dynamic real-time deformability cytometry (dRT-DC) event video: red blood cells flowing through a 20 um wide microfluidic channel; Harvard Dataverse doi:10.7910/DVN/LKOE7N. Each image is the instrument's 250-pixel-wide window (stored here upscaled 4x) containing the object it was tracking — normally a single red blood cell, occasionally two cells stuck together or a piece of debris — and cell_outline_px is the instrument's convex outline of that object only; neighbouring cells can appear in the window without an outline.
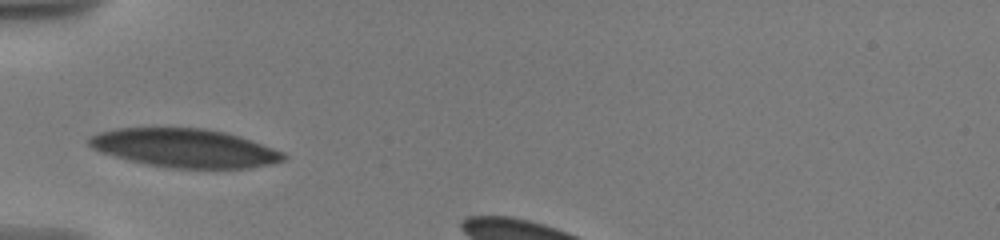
{"species": "human", "species_latin": "Homo sapiens", "temperature_condition": "warm", "stored_images_in_passage": 44, "camera_frame_rate_fps": 3000, "um_per_image_px": 0.085, "donor": {"sex": "male"}, "frame": {"image": 1, "passage_image": 1, "time_ms": 0.0, "image_size_px": [1000, 240], "cell_outline_px": [[288, 156], [284, 160], [272, 164], [248, 168], [172, 168], [148, 164], [128, 160], [100, 152], [92, 148], [88, 144], [88, 136], [100, 132], [116, 128], [204, 128], [224, 132], [252, 140], [284, 152]], "centroid_in_image_um": [15.7, 12.58], "position_along_channel_um": 69.3, "area_um2": 43.75}}
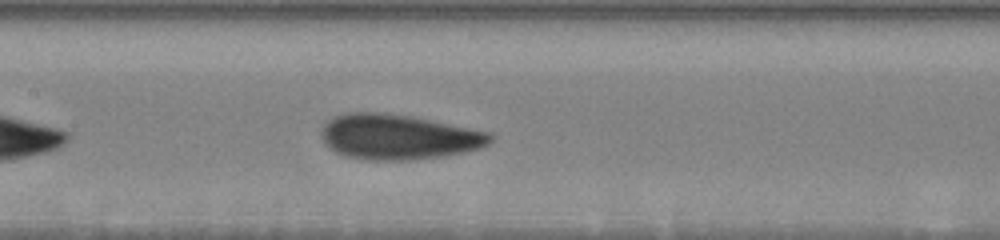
{"frame": {"image": 2, "passage_image": 19, "time_ms": 3.0, "image_size_px": [1000, 240], "cell_outline_px": [[496, 136], [488, 144], [480, 148], [464, 152], [444, 156], [412, 160], [364, 160], [344, 156], [336, 152], [324, 144], [320, 136], [320, 128], [332, 116], [348, 112], [376, 112], [408, 116], [492, 132]], "centroid_in_image_um": [33.83, 11.64], "position_along_channel_um": 173.6, "area_um2": 44.85}}
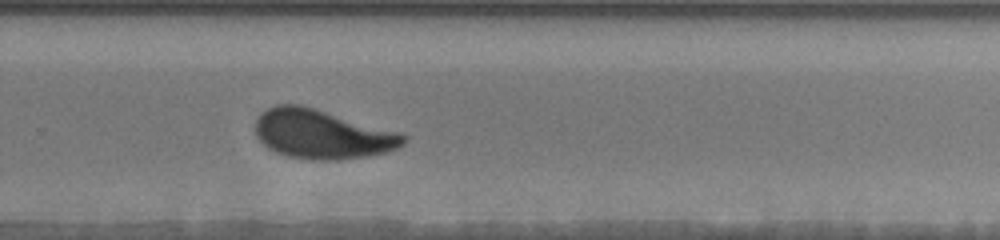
{"frame": {"image": 3, "passage_image": 43, "time_ms": 6.667, "image_size_px": [1000, 240], "cell_outline_px": [[408, 136], [404, 144], [388, 152], [368, 156], [336, 160], [312, 160], [288, 156], [276, 152], [268, 148], [256, 136], [256, 120], [260, 112], [276, 104], [300, 104], [316, 108], [400, 132]], "centroid_in_image_um": [27.39, 11.4], "position_along_channel_um": 302.4, "area_um2": 42.71}}